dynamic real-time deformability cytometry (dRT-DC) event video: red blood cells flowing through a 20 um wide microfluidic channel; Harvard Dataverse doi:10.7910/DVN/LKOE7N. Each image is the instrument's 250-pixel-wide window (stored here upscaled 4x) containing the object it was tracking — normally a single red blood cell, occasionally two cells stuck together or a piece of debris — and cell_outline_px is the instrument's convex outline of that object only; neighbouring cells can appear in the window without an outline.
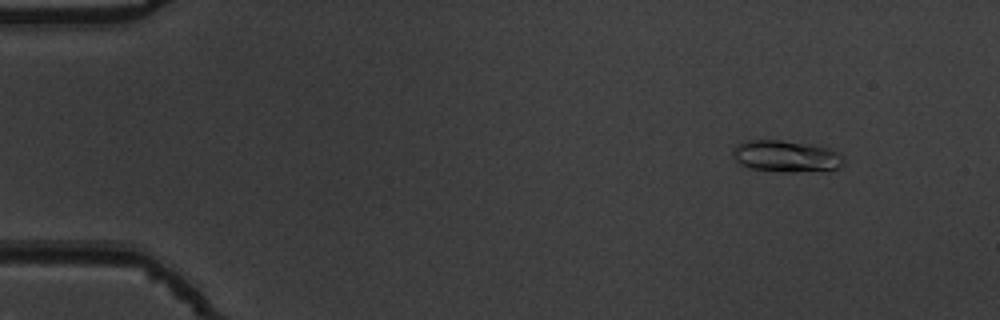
{"species": "common noctule bat (a hibernating species)", "species_latin": "Nyctalus noctula", "temperature_condition": "warm", "stored_images_in_passage": 51, "camera_frame_rate_fps": 3000, "um_per_image_px": 0.085, "animal": {"sex": "male", "body_mass_g": 19.5, "forearm_length_mm": 54.6}, "frame": {"image": 1, "passage_image": 3, "time_ms": 0.667, "image_size_px": [1000, 320], "cell_outline_px": [[844, 164], [836, 168], [792, 172], [780, 172], [748, 168], [740, 164], [736, 160], [732, 152], [732, 148], [736, 144], [744, 140], [780, 140], [812, 144], [828, 148], [840, 152], [844, 156]], "centroid_in_image_um": [66.79, 13.26], "position_along_channel_um": 18.2, "area_um2": 20.63}}
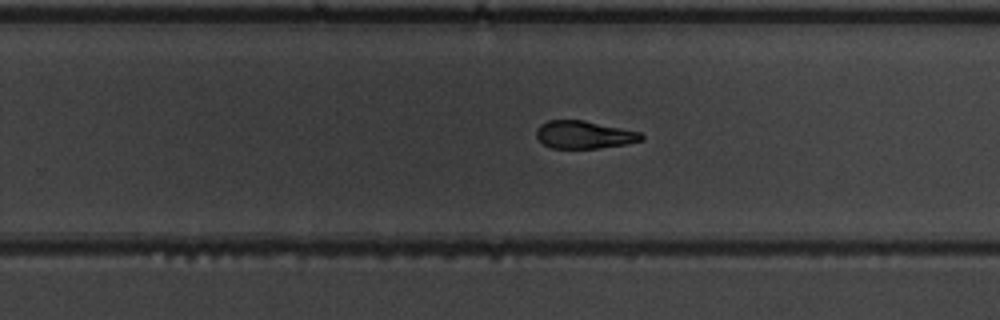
{"frame": {"image": 2, "passage_image": 32, "time_ms": 10.333, "image_size_px": [1000, 320], "cell_outline_px": [[644, 140], [624, 144], [596, 148], [552, 148], [544, 144], [536, 136], [536, 128], [540, 124], [548, 120], [584, 120], [640, 132], [644, 136]], "centroid_in_image_um": [49.63, 11.44], "position_along_channel_um": 280.2, "area_um2": 16.88}}
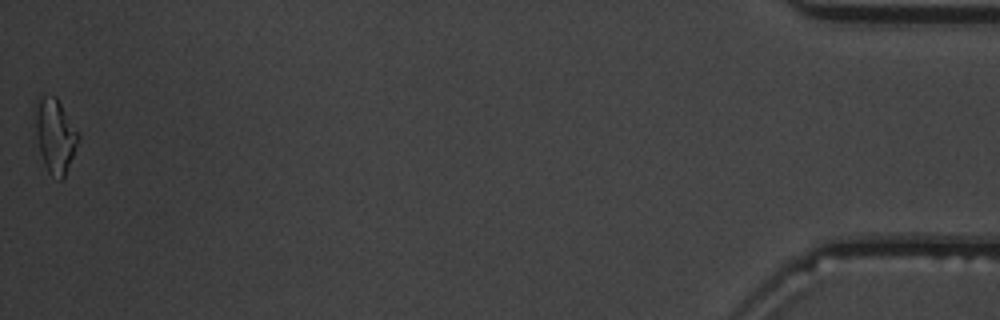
{"frame": {"image": 3, "passage_image": 51, "time_ms": 16.667, "image_size_px": [1000, 320], "cell_outline_px": [[80, 136], [64, 176], [60, 180], [48, 172], [44, 164], [40, 152], [36, 132], [32, 108], [40, 96], [56, 96], [80, 132]], "centroid_in_image_um": [4.66, 11.45], "position_along_channel_um": 430.5, "area_um2": 18.67}, "authors_computed_cell_mechanics": {"area_um2": 18.2648, "velocity_mm_per_s": 3.8141, "shape_relaxation_time_tau1_ms": 4.3217, "shape_relaxation_time_tau2_ms": 2.8456, "deformation_change_tau1": 0.1524, "deformation_change_tau2": 0.0989}}